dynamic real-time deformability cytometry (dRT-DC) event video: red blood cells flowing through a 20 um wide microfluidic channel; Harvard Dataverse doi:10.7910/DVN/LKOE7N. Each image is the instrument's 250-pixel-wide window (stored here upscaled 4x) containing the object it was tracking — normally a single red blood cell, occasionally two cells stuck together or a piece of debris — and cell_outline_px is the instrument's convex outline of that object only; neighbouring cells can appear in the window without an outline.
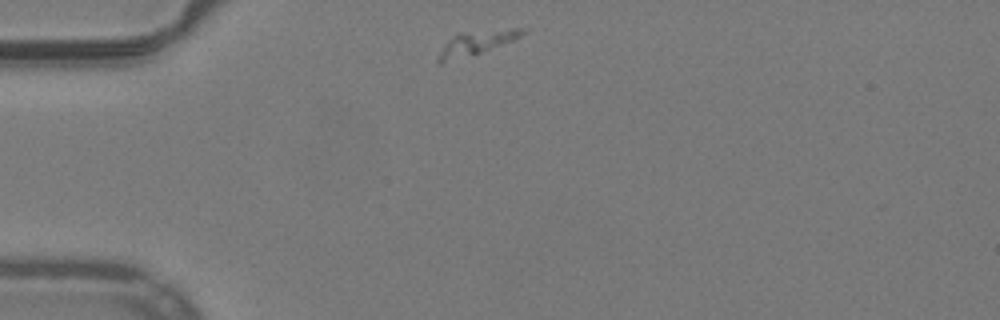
{"species": "common noctule bat (a hibernating species)", "species_latin": "Nyctalus noctula", "temperature_condition": "warm", "stored_images_in_passage": 31, "camera_frame_rate_fps": 3000, "um_per_image_px": 0.085, "animal": {"sex": "male", "body_mass_g": 19.2, "forearm_length_mm": 51.8}, "frame": {"image": 1, "passage_image": 1, "time_ms": 0.0, "image_size_px": [1000, 320], "cell_outline_px": [[528, 32], [512, 40], [480, 52], [440, 64], [436, 60], [444, 44], [456, 32], [512, 28], [528, 28]], "centroid_in_image_um": [40.48, 3.6], "position_along_channel_um": 44.5, "area_um2": 11.68}}
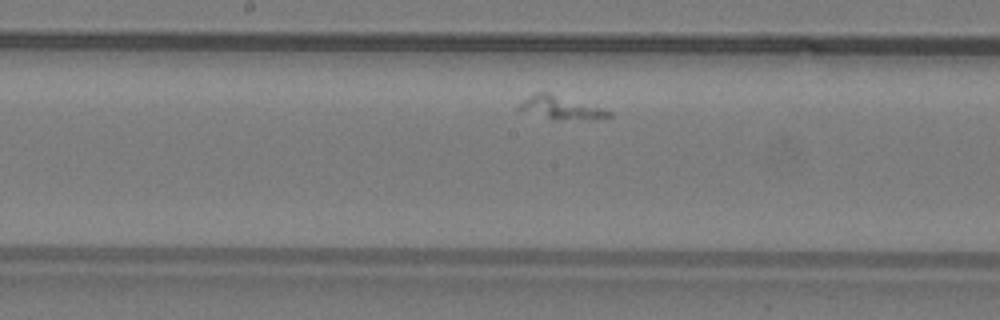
{"frame": {"image": 2, "passage_image": 16, "time_ms": 5.0, "image_size_px": [1000, 320], "cell_outline_px": [[612, 116], [596, 120], [552, 120], [516, 112], [516, 108], [524, 100], [540, 92], [548, 92], [600, 108], [612, 112]], "centroid_in_image_um": [47.61, 9.21], "position_along_channel_um": 200.6, "area_um2": 12.43}}
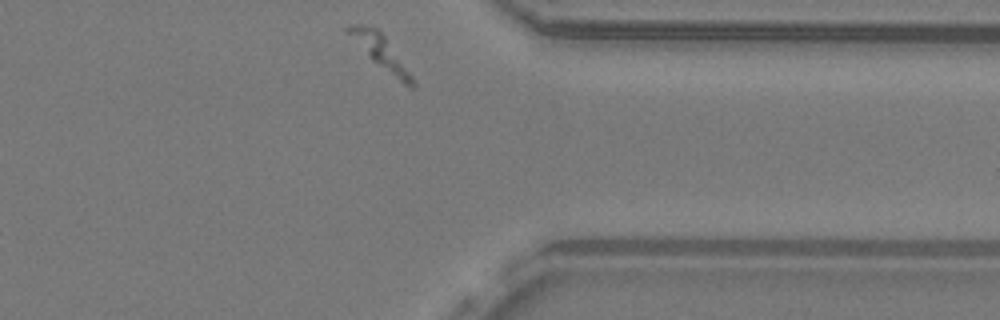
{"frame": {"image": 3, "passage_image": 31, "time_ms": 10.0, "image_size_px": [1000, 320], "cell_outline_px": [[416, 88], [412, 88], [404, 84], [372, 60], [344, 32], [344, 28], [348, 24], [364, 24], [380, 28], [412, 76], [416, 84]], "centroid_in_image_um": [32.28, 4.33], "position_along_channel_um": 379.1, "area_um2": 12.6}}